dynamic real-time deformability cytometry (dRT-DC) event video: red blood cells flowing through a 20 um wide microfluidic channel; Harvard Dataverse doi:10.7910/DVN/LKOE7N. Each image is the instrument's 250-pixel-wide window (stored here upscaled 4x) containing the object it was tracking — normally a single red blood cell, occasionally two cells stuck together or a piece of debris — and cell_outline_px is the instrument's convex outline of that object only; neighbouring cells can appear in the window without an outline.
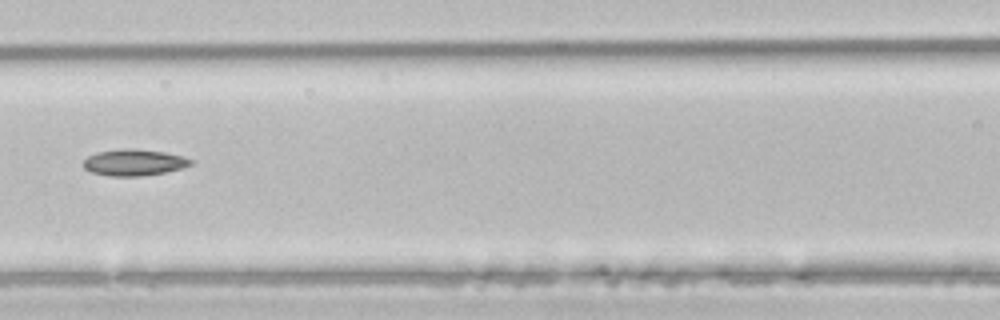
{"species": "common noctule bat (a hibernating species)", "species_latin": "Nyctalus noctula", "temperature_condition": "room temperature", "stored_images_in_passage": 4, "camera_frame_rate_fps": 3000, "um_per_image_px": 0.085, "animal": {"sex": "male", "body_mass_g": 21.5, "forearm_length_mm": 52.0}, "frame": {"image": 1, "passage_image": 4, "time_ms": 1.0, "image_size_px": [1000, 320], "cell_outline_px": [[192, 164], [180, 168], [164, 172], [140, 176], [108, 176], [92, 172], [84, 168], [80, 164], [88, 156], [96, 152], [120, 148], [136, 148], [164, 152], [180, 156], [192, 160]], "centroid_in_image_um": [11.31, 13.8], "position_along_channel_um": 155.3, "area_um2": 16.53}}